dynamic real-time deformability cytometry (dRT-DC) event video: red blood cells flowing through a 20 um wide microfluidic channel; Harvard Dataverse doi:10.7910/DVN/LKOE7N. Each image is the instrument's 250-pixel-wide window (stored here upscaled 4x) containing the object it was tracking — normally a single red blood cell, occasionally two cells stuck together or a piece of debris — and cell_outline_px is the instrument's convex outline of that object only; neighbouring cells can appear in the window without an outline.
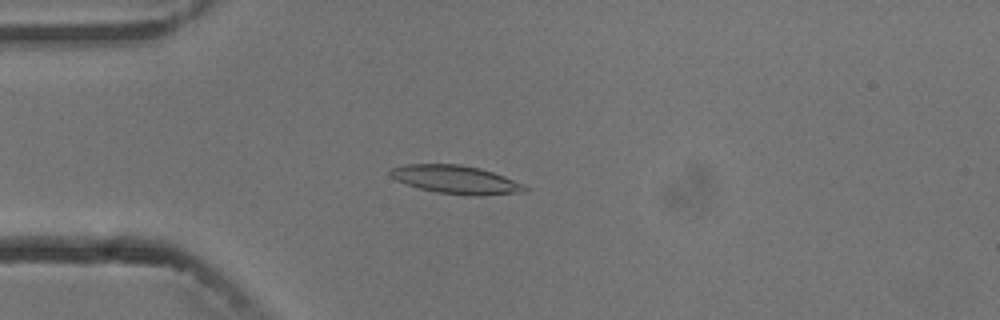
{"species": "common noctule bat (a hibernating species)", "species_latin": "Nyctalus noctula", "temperature_condition": "cold", "stored_images_in_passage": 4, "camera_frame_rate_fps": 3000, "um_per_image_px": 0.085, "animal": {"sex": "male", "body_mass_g": 13.3}, "frame": {"image": 1, "passage_image": 4, "time_ms": 4.333, "image_size_px": [1000, 320], "cell_outline_px": [[528, 192], [480, 196], [472, 196], [436, 192], [420, 188], [396, 180], [388, 172], [392, 168], [404, 164], [460, 164], [480, 168], [504, 176], [524, 184], [528, 188]], "centroid_in_image_um": [38.8, 15.27], "position_along_channel_um": 46.2, "area_um2": 22.25}}